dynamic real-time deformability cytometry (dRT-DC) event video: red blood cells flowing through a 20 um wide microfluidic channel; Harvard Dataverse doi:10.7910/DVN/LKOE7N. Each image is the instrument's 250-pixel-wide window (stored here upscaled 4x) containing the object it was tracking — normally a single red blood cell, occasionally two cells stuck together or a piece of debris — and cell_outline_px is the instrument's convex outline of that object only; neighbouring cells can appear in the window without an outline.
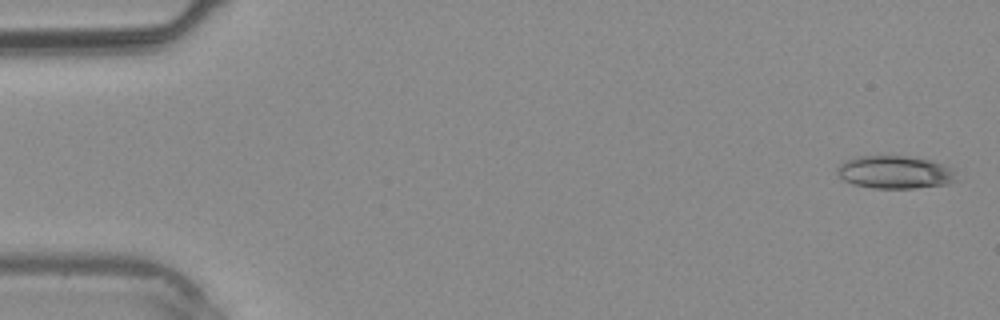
{"species": "common noctule bat (a hibernating species)", "species_latin": "Nyctalus noctula", "temperature_condition": "warm", "stored_images_in_passage": 38, "camera_frame_rate_fps": 3000, "um_per_image_px": 0.085, "animal": {"sex": "male", "body_mass_g": 20.4}, "frame": {"image": 1, "passage_image": 1, "time_ms": 0.0, "image_size_px": [1000, 320], "cell_outline_px": [[960, 180], [948, 184], [912, 188], [872, 188], [852, 184], [844, 180], [836, 172], [836, 168], [844, 160], [856, 156], [904, 156], [932, 160], [952, 168]], "centroid_in_image_um": [76.08, 14.64], "position_along_channel_um": 8.9, "area_um2": 23.06}}
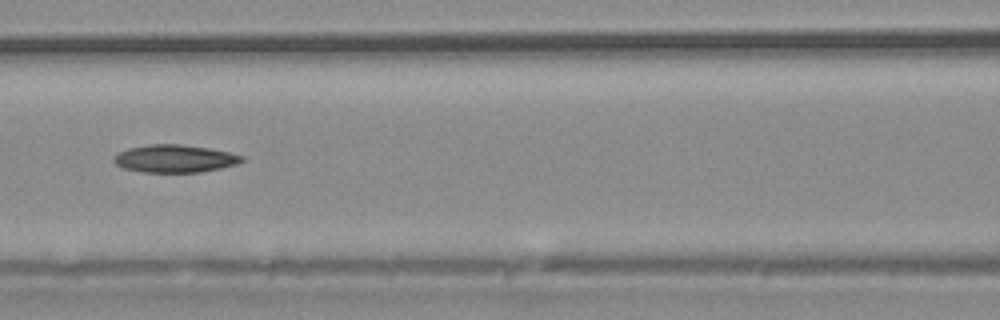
{"frame": {"image": 2, "passage_image": 17, "time_ms": 5.333, "image_size_px": [1000, 320], "cell_outline_px": [[244, 160], [236, 164], [220, 168], [200, 172], [144, 172], [124, 168], [116, 164], [112, 160], [112, 156], [128, 148], [148, 144], [180, 144], [208, 148], [228, 152], [244, 156]], "centroid_in_image_um": [14.83, 13.48], "position_along_channel_um": 151.8, "area_um2": 20.58}}
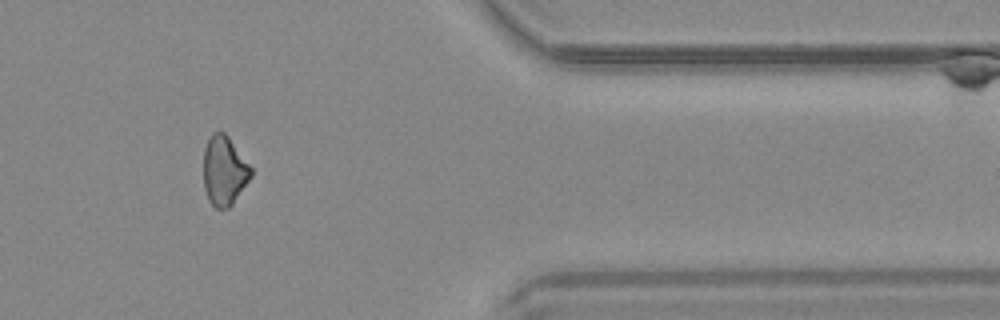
{"frame": {"image": 3, "passage_image": 32, "time_ms": 10.333, "image_size_px": [1000, 320], "cell_outline_px": [[252, 176], [232, 204], [228, 208], [216, 208], [208, 200], [204, 188], [204, 148], [212, 132], [224, 132], [228, 136], [252, 168]], "centroid_in_image_um": [19.05, 14.51], "position_along_channel_um": 392.3, "area_um2": 19.07}}